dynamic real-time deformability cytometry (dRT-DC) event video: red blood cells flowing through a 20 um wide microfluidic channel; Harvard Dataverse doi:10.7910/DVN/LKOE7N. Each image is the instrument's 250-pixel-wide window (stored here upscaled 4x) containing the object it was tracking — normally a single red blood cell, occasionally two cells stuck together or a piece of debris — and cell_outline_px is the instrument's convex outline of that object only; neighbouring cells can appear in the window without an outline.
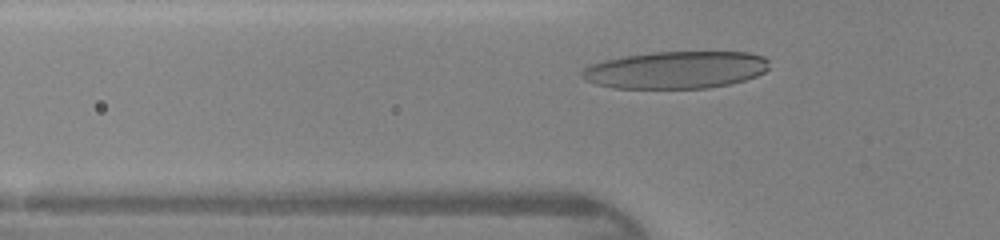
{"species": "human", "species_latin": "Homo sapiens", "temperature_condition": "warm", "stored_images_in_passage": 30, "camera_frame_rate_fps": 3000, "um_per_image_px": 0.085, "donor": {"sex": "female"}, "frame": {"image": 1, "passage_image": 7, "time_ms": 2.0, "image_size_px": [1000, 240], "cell_outline_px": [[768, 68], [764, 72], [756, 76], [732, 84], [708, 88], [612, 88], [596, 84], [584, 80], [580, 76], [580, 72], [584, 68], [592, 64], [604, 60], [624, 56], [652, 52], [748, 52], [764, 56], [768, 60]], "centroid_in_image_um": [57.44, 5.94], "position_along_channel_um": 68.4, "area_um2": 40.92}}
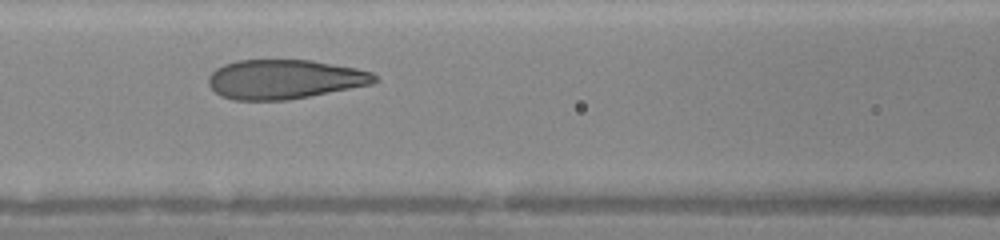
{"frame": {"image": 2, "passage_image": 12, "time_ms": 3.667, "image_size_px": [1000, 240], "cell_outline_px": [[380, 80], [372, 84], [288, 100], [232, 100], [220, 96], [208, 84], [208, 76], [216, 68], [224, 64], [236, 60], [312, 60], [356, 68], [372, 72]], "centroid_in_image_um": [24.17, 6.73], "position_along_channel_um": 142.4, "area_um2": 38.21}}
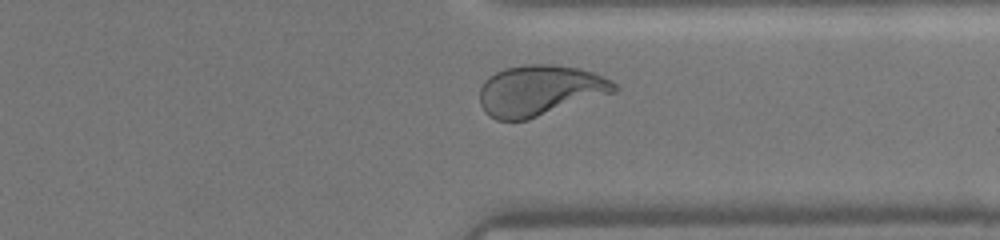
{"frame": {"image": 3, "passage_image": 27, "time_ms": 8.667, "image_size_px": [1000, 240], "cell_outline_px": [[616, 92], [528, 120], [496, 120], [488, 116], [484, 112], [480, 104], [480, 88], [484, 80], [488, 76], [504, 68], [528, 64], [548, 64], [576, 68], [592, 72], [604, 76], [612, 80], [616, 84]], "centroid_in_image_um": [45.86, 7.7], "position_along_channel_um": 365.5, "area_um2": 39.94}}